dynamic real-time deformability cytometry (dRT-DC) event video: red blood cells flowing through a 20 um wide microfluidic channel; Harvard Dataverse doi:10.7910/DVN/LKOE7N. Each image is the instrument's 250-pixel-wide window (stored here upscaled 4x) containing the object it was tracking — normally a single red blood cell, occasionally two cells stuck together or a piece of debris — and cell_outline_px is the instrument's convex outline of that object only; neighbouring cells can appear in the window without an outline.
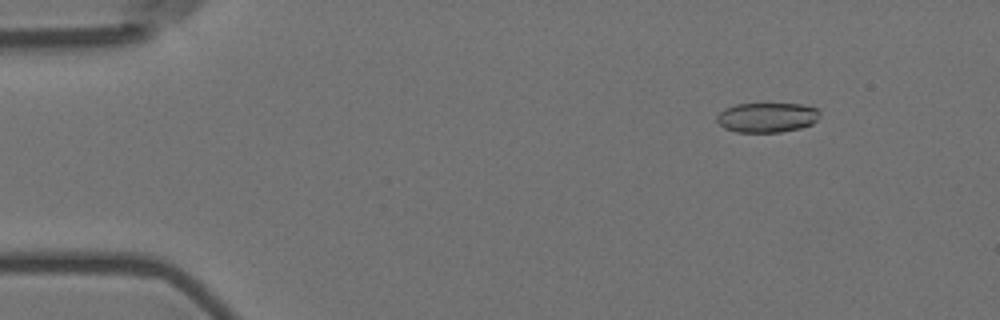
{"species": "Egyptian fruit bat (a non-hibernating species)", "species_latin": "Rousettus aegyptiacus", "temperature_condition": "room temperature", "stored_images_in_passage": 57, "camera_frame_rate_fps": 3000, "um_per_image_px": 0.085, "animal": {"sex": "female"}, "frame": {"image": 1, "passage_image": 7, "time_ms": 2.0, "image_size_px": [1000, 320], "cell_outline_px": [[820, 116], [812, 124], [800, 128], [780, 132], [736, 132], [724, 128], [716, 120], [716, 116], [724, 108], [736, 104], [800, 104], [816, 108], [820, 112]], "centroid_in_image_um": [65.18, 9.98], "position_along_channel_um": 19.8, "area_um2": 17.86}}
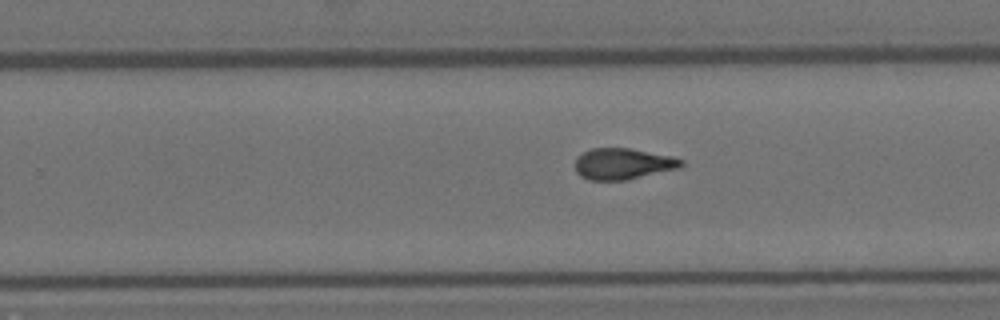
{"frame": {"image": 2, "passage_image": 36, "time_ms": 11.667, "image_size_px": [1000, 320], "cell_outline_px": [[684, 164], [680, 168], [628, 180], [588, 180], [580, 176], [576, 172], [576, 156], [592, 148], [628, 148], [672, 156], [684, 160]], "centroid_in_image_um": [52.96, 13.93], "position_along_channel_um": 276.8, "area_um2": 19.42}}
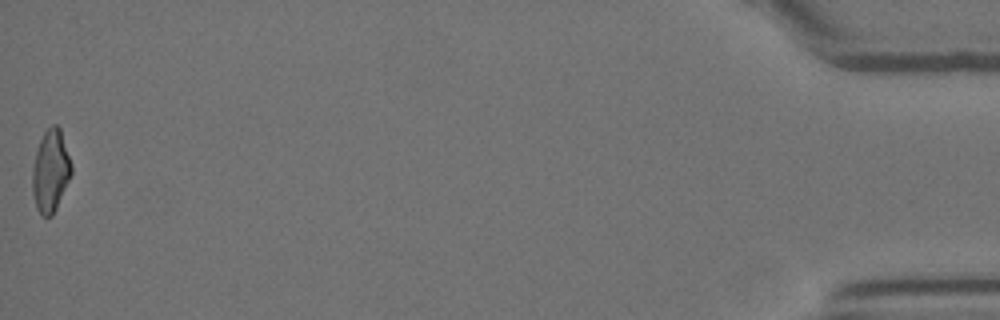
{"frame": {"image": 3, "passage_image": 57, "time_ms": 18.667, "image_size_px": [1000, 320], "cell_outline_px": [[72, 172], [56, 208], [52, 216], [40, 216], [36, 208], [32, 192], [32, 168], [36, 152], [40, 140], [44, 132], [52, 124], [56, 124], [60, 128], [72, 164]], "centroid_in_image_um": [4.29, 14.54], "position_along_channel_um": 430.9, "area_um2": 18.67}, "authors_computed_cell_mechanics": {"area_um2": 18.9584, "velocity_mm_per_s": 3.5939, "shape_relaxation_time_tau1_ms": null, "shape_relaxation_time_tau2_ms": 2.6333, "deformation_change_tau1": null, "deformation_change_tau2": 0.1008}}